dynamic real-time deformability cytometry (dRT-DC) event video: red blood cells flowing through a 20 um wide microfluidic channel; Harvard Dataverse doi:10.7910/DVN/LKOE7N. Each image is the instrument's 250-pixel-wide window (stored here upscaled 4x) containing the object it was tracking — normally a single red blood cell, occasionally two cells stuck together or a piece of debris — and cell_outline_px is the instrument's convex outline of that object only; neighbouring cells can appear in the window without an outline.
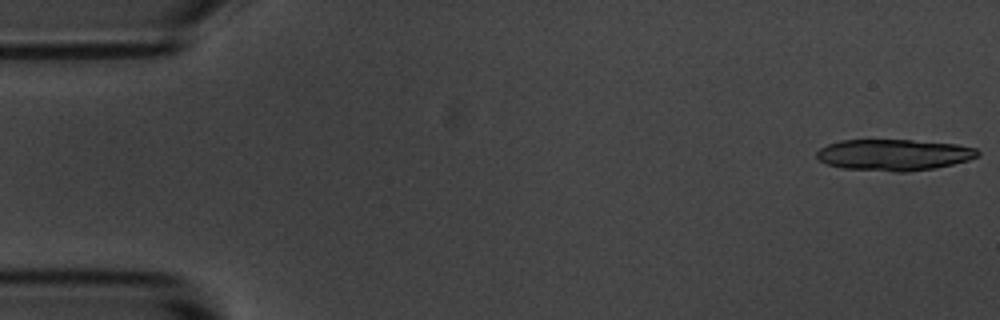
{"species": "common noctule bat (a hibernating species)", "species_latin": "Nyctalus noctula", "temperature_condition": "room temperature", "stored_images_in_passage": 7, "segment_of_instrument_passage": [1, 2], "camera_frame_rate_fps": 3000, "um_per_image_px": 0.085, "animal": {"sex": "male", "body_mass_g": 20.1, "forearm_length_mm": 53.5}, "frame": {"image": 1, "passage_image": 1, "time_ms": 0.0, "image_size_px": [1000, 320], "cell_outline_px": [[980, 156], [968, 160], [936, 168], [908, 172], [892, 172], [840, 168], [828, 164], [820, 160], [816, 156], [816, 152], [820, 148], [828, 144], [840, 140], [912, 140], [956, 144], [976, 148], [980, 152]], "centroid_in_image_um": [75.99, 13.17], "position_along_channel_um": 9.0, "area_um2": 29.59}}